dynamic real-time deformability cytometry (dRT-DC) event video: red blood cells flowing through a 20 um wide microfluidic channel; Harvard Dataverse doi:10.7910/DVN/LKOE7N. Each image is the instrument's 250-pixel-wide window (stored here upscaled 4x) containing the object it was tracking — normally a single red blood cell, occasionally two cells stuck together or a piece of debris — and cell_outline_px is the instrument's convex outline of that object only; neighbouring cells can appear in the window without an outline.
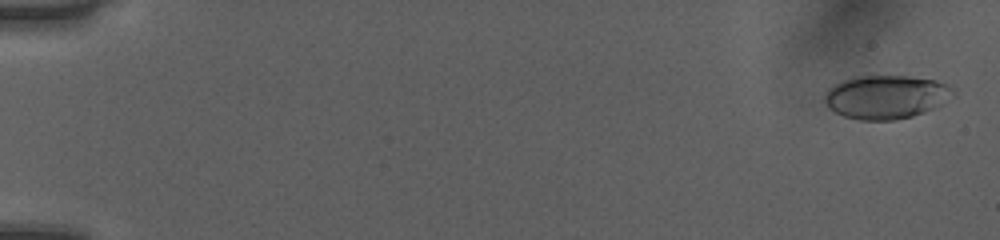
{"species": "human", "species_latin": "Homo sapiens", "temperature_condition": "room temperature", "stored_images_in_passage": 15, "camera_frame_rate_fps": 3000, "um_per_image_px": 0.085, "donor": {"sex": "female"}, "frame": {"image": 1, "passage_image": 2, "time_ms": 0.333, "image_size_px": [1000, 240], "cell_outline_px": [[956, 96], [936, 108], [912, 116], [896, 120], [860, 120], [844, 116], [828, 108], [824, 104], [824, 96], [828, 88], [844, 80], [856, 76], [908, 76], [936, 80], [948, 84], [956, 92]], "centroid_in_image_um": [75.36, 8.24], "position_along_channel_um": 9.6, "area_um2": 33.0}}